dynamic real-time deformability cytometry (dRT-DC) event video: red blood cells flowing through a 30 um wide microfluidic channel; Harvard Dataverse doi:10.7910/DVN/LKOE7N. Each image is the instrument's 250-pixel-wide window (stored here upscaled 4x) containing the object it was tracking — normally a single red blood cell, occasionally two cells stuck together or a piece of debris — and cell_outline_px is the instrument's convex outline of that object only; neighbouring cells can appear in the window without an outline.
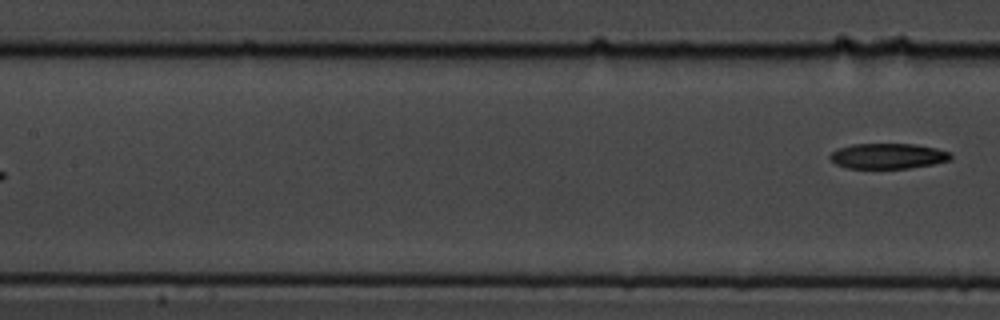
{"species": "common noctule bat (a hibernating species)", "species_latin": "Nyctalus noctula", "temperature_condition": "cold", "stored_images_in_passage": 9, "segment_of_instrument_passage": [2, 2], "camera_frame_rate_fps": 3000, "um_per_image_px": 0.085, "animal": {"sex": "male", "body_mass_g": 19.5, "forearm_length_mm": 54.6}, "frame": {"image": 1, "passage_image": 9, "time_ms": 2.667, "image_size_px": [1000, 320], "cell_outline_px": [[952, 156], [948, 160], [932, 164], [908, 168], [848, 168], [836, 164], [828, 156], [832, 152], [840, 148], [852, 144], [912, 144], [936, 148], [952, 152]], "centroid_in_image_um": [75.48, 13.26], "position_along_channel_um": 131.9, "area_um2": 17.69}}